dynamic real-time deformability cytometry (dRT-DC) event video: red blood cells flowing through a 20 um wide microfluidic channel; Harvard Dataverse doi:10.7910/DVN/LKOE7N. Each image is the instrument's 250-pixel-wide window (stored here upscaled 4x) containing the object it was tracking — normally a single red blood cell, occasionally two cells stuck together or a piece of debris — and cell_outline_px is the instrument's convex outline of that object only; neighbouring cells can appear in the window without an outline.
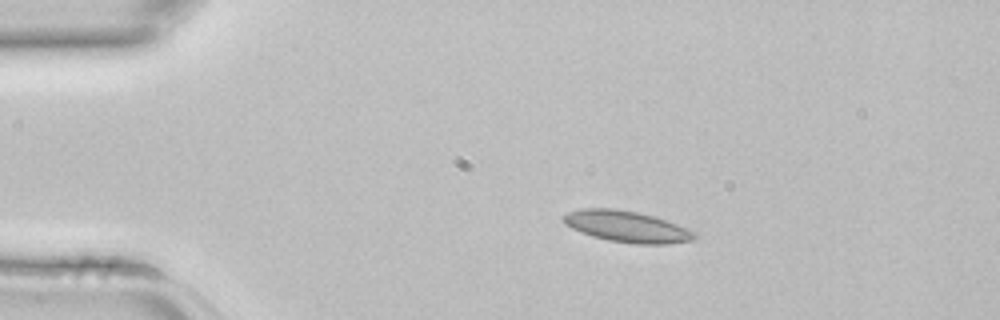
{"species": "common noctule bat (a hibernating species)", "species_latin": "Nyctalus noctula", "temperature_condition": "room temperature", "stored_images_in_passage": 2, "camera_frame_rate_fps": 3000, "um_per_image_px": 0.085, "animal": {"sex": "female", "body_mass_g": 22.7, "forearm_length_mm": 54.2}, "frame": {"image": 1, "passage_image": 1, "time_ms": 0.0, "image_size_px": [1000, 320], "cell_outline_px": [[696, 236], [692, 240], [668, 244], [636, 244], [608, 240], [592, 236], [580, 232], [572, 228], [560, 216], [568, 212], [584, 208], [612, 208], [636, 212], [652, 216], [676, 224], [692, 232]], "centroid_in_image_um": [53.22, 19.26], "position_along_channel_um": 31.8, "area_um2": 23.41}}